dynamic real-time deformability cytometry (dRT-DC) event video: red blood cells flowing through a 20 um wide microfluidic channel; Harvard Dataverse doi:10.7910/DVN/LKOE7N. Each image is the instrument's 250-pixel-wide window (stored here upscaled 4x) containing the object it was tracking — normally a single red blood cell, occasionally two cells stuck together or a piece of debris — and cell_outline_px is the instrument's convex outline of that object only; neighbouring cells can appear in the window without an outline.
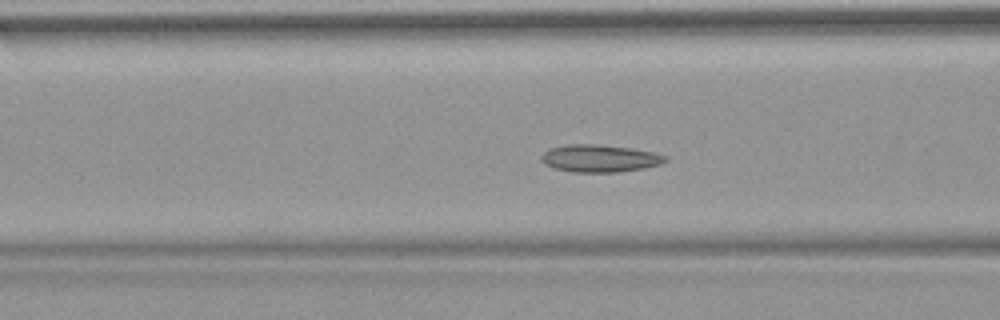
{"species": "common noctule bat (a hibernating species)", "species_latin": "Nyctalus noctula", "temperature_condition": "warm", "stored_images_in_passage": 55, "camera_frame_rate_fps": 3000, "um_per_image_px": 0.085, "animal": {"sex": "female", "body_mass_g": 18.4}, "frame": {"image": 1, "passage_image": 22, "time_ms": 7.0, "image_size_px": [1000, 320], "cell_outline_px": [[668, 160], [660, 164], [644, 168], [620, 172], [572, 172], [556, 168], [544, 164], [540, 160], [540, 156], [548, 148], [568, 144], [600, 144], [632, 148], [652, 152], [668, 156]], "centroid_in_image_um": [50.96, 13.45], "position_along_channel_um": 115.6, "area_um2": 20.0}}
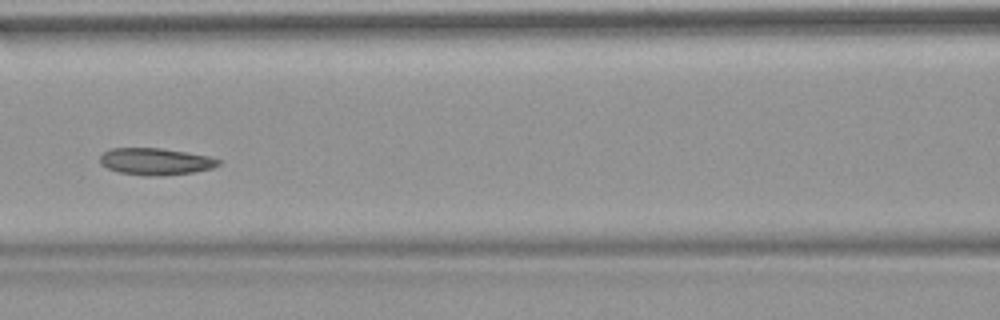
{"frame": {"image": 2, "passage_image": 25, "time_ms": 8.0, "image_size_px": [1000, 320], "cell_outline_px": [[220, 164], [212, 168], [192, 172], [160, 176], [144, 176], [120, 172], [108, 168], [100, 164], [100, 156], [104, 152], [112, 148], [160, 148], [188, 152], [208, 156], [220, 160]], "centroid_in_image_um": [13.21, 13.72], "position_along_channel_um": 153.4, "area_um2": 18.5}}
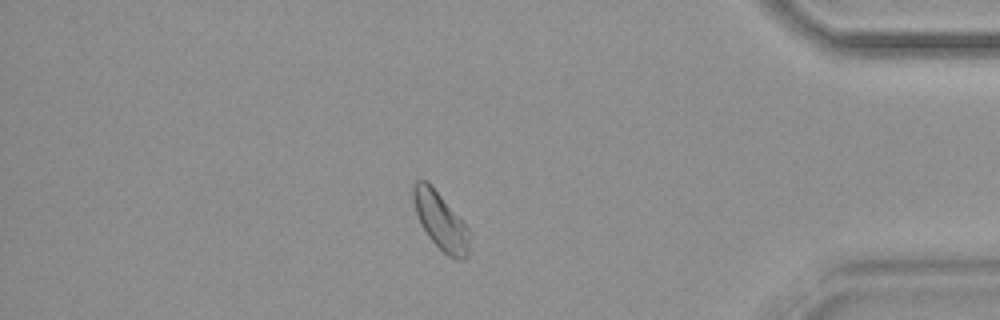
{"frame": {"image": 3, "passage_image": 47, "time_ms": 15.333, "image_size_px": [1000, 320], "cell_outline_px": [[472, 236], [468, 256], [464, 260], [456, 260], [448, 256], [428, 236], [420, 224], [412, 200], [412, 184], [416, 180], [428, 180], [472, 232]], "centroid_in_image_um": [37.48, 18.79], "position_along_channel_um": 397.7, "area_um2": 19.25}, "authors_computed_cell_mechanics": {"area_um2": 19.2474, "velocity_mm_per_s": 3.7826, "shape_relaxation_time_tau1_ms": 6.026, "shape_relaxation_time_tau2_ms": 3.4345, "deformation_change_tau1": 0.1074, "deformation_change_tau2": 0.091}}